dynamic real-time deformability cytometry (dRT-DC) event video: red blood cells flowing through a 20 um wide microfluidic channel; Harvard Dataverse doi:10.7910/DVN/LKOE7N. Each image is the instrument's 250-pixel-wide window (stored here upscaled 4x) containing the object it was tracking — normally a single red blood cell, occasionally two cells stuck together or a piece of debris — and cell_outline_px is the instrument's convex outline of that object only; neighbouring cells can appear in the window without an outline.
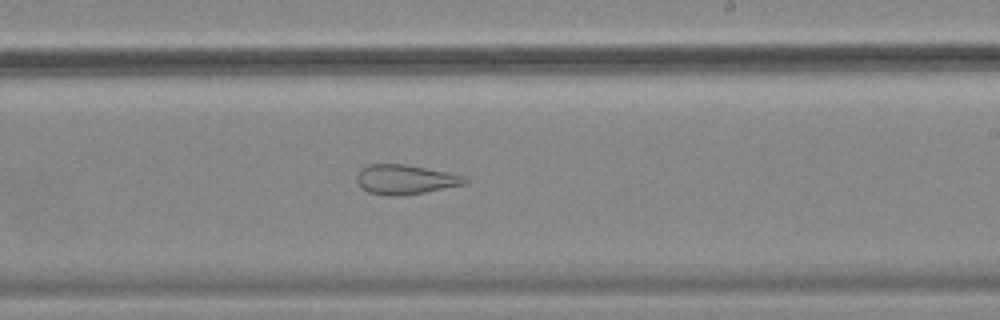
{"species": "common noctule bat (a hibernating species)", "species_latin": "Nyctalus noctula", "temperature_condition": "cold", "stored_images_in_passage": 50, "camera_frame_rate_fps": 3000, "um_per_image_px": 0.085, "animal": {"sex": "female", "body_mass_g": 18.4}, "frame": {"image": 1, "passage_image": 33, "time_ms": 10.667, "image_size_px": [1000, 320], "cell_outline_px": [[468, 180], [464, 184], [424, 192], [400, 196], [388, 196], [368, 192], [356, 180], [356, 176], [360, 168], [368, 164], [404, 164], [448, 172], [464, 176]], "centroid_in_image_um": [34.41, 15.25], "position_along_channel_um": 254.6, "area_um2": 18.5}}
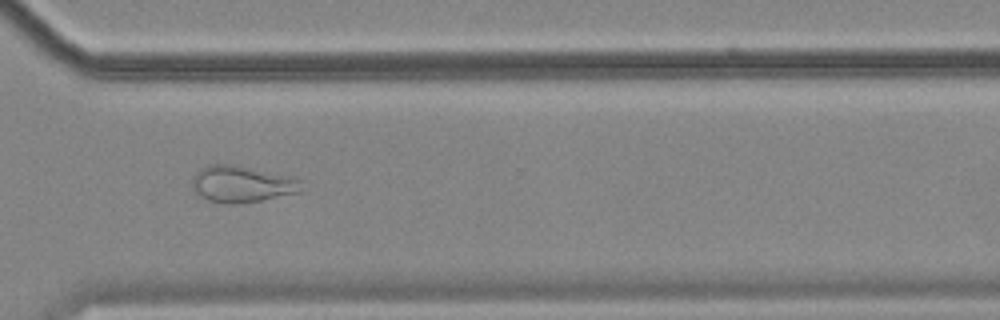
{"frame": {"image": 2, "passage_image": 41, "time_ms": 13.333, "image_size_px": [1000, 320], "cell_outline_px": [[300, 192], [260, 200], [236, 204], [224, 204], [208, 200], [200, 196], [192, 188], [192, 180], [196, 172], [200, 168], [208, 164], [236, 164], [288, 176], [300, 180]], "centroid_in_image_um": [20.49, 15.64], "position_along_channel_um": 350.1, "area_um2": 23.18}}
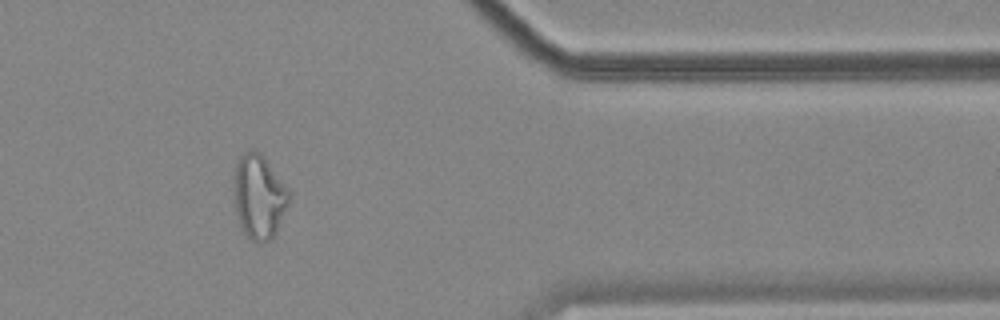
{"frame": {"image": 3, "passage_image": 46, "time_ms": 15.0, "image_size_px": [1000, 320], "cell_outline_px": [[292, 196], [276, 236], [268, 240], [252, 240], [244, 232], [240, 224], [236, 212], [232, 176], [236, 164], [240, 156], [244, 152], [252, 148], [256, 148], [264, 156], [292, 192]], "centroid_in_image_um": [22.04, 16.66], "position_along_channel_um": 389.4, "area_um2": 27.69}, "authors_computed_cell_mechanics": {"area_um2": 26.2701, "velocity_mm_per_s": 3.5755, "shape_relaxation_time_tau1_ms": null, "shape_relaxation_time_tau2_ms": 2.0403, "deformation_change_tau1": null, "deformation_change_tau2": 0.1108}}